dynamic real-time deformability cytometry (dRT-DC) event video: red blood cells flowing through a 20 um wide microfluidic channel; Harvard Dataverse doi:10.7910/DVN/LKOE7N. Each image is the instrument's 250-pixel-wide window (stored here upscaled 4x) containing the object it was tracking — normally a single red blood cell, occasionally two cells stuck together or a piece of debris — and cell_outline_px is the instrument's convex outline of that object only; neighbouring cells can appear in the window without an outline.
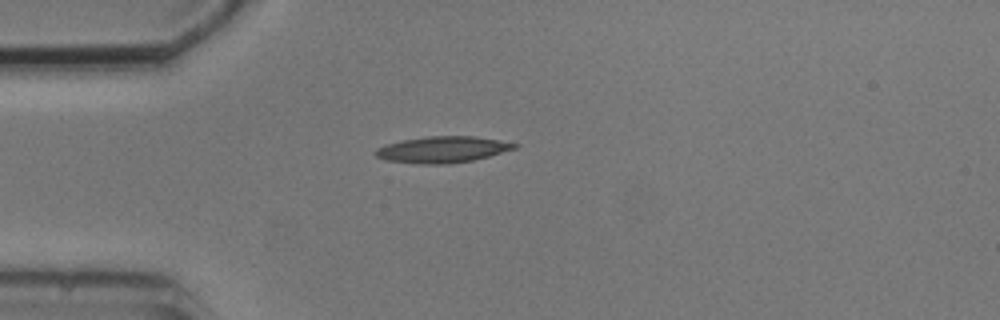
{"species": "common noctule bat (a hibernating species)", "species_latin": "Nyctalus noctula", "temperature_condition": "cold", "stored_images_in_passage": 2, "camera_frame_rate_fps": 3000, "um_per_image_px": 0.085, "animal": {"sex": "male", "body_mass_g": 20.5, "forearm_length_mm": 52.5}, "frame": {"image": 1, "passage_image": 1, "time_ms": 0.0, "image_size_px": [1000, 320], "cell_outline_px": [[520, 144], [516, 148], [488, 156], [472, 160], [444, 164], [416, 164], [384, 160], [376, 156], [372, 152], [376, 148], [388, 144], [404, 140], [428, 136], [476, 136]], "centroid_in_image_um": [37.57, 12.71], "position_along_channel_um": 47.4, "area_um2": 21.21}}